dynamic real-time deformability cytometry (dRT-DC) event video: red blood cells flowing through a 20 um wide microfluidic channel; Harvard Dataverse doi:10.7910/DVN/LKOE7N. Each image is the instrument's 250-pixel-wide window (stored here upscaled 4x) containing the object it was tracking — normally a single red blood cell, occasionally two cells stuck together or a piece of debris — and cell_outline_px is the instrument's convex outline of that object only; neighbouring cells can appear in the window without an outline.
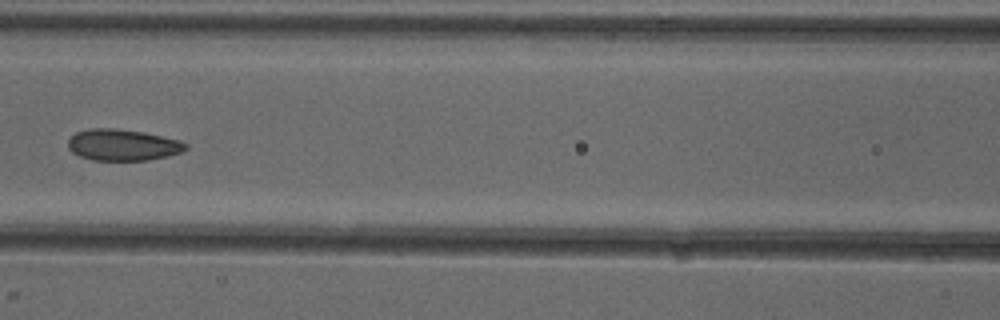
{"species": "common noctule bat (a hibernating species)", "species_latin": "Nyctalus noctula", "temperature_condition": "cold", "stored_images_in_passage": 5, "camera_frame_rate_fps": 3000, "um_per_image_px": 0.085, "animal": {"sex": "female"}, "frame": {"image": 1, "passage_image": 5, "time_ms": 5.667, "image_size_px": [1000, 320], "cell_outline_px": [[188, 148], [180, 152], [168, 156], [148, 160], [92, 160], [80, 156], [72, 152], [68, 148], [68, 140], [76, 132], [88, 128], [112, 128], [144, 132], [180, 140], [188, 144]], "centroid_in_image_um": [10.43, 12.31], "position_along_channel_um": 156.2, "area_um2": 21.56}}